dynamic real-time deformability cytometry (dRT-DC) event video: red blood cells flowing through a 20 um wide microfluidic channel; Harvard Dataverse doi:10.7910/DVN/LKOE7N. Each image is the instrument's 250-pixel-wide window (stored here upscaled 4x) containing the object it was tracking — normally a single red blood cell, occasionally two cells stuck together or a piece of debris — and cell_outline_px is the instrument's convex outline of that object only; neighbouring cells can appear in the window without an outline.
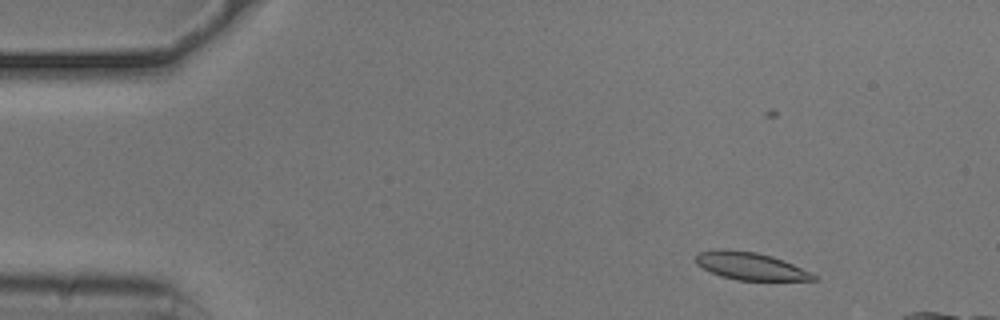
{"species": "common noctule bat (a hibernating species)", "species_latin": "Nyctalus noctula", "temperature_condition": "cold", "stored_images_in_passage": 48, "camera_frame_rate_fps": 3000, "um_per_image_px": 0.085, "animal": {"sex": "male", "body_mass_g": 20.5, "forearm_length_mm": 52.5}, "frame": {"image": 1, "passage_image": 5, "time_ms": 1.333, "image_size_px": [1000, 320], "cell_outline_px": [[820, 280], [736, 280], [720, 276], [696, 264], [696, 256], [700, 252], [724, 248], [756, 252], [772, 256], [784, 260], [812, 272], [820, 276]], "centroid_in_image_um": [63.85, 22.62], "position_along_channel_um": 21.1, "area_um2": 19.02}}
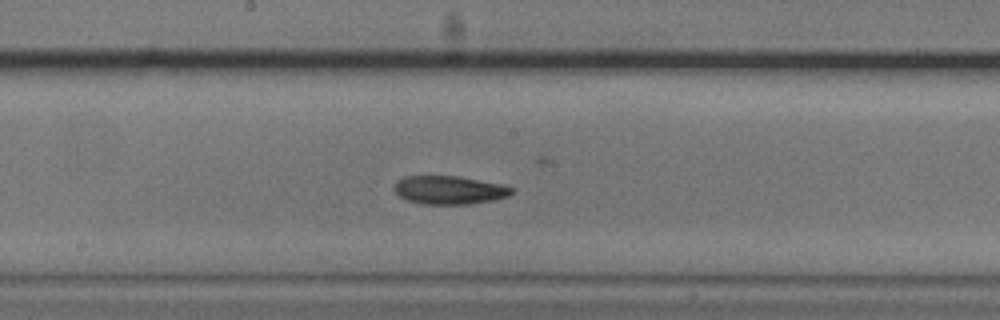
{"frame": {"image": 2, "passage_image": 27, "time_ms": 8.667, "image_size_px": [1000, 320], "cell_outline_px": [[512, 192], [508, 196], [492, 200], [472, 204], [424, 204], [408, 200], [400, 196], [396, 192], [396, 180], [404, 176], [456, 176], [504, 184], [512, 188]], "centroid_in_image_um": [38.21, 16.15], "position_along_channel_um": 210.0, "area_um2": 19.25}}
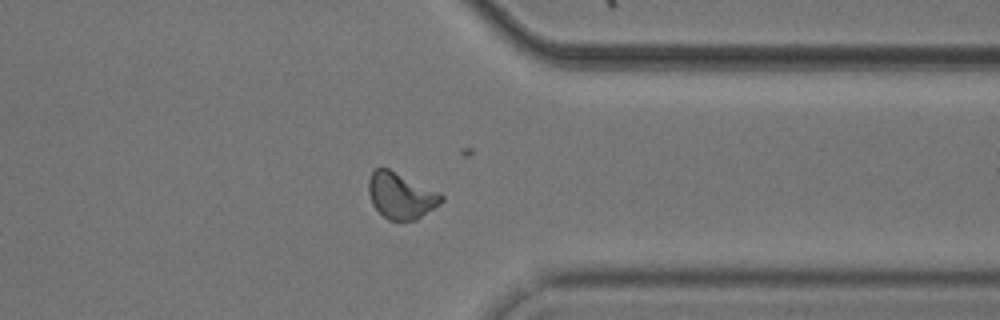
{"frame": {"image": 3, "passage_image": 41, "time_ms": 13.333, "image_size_px": [1000, 320], "cell_outline_px": [[444, 200], [440, 204], [416, 220], [388, 220], [372, 204], [368, 192], [368, 180], [372, 168], [388, 168], [440, 192], [444, 196]], "centroid_in_image_um": [34.07, 16.61], "position_along_channel_um": 377.3, "area_um2": 19.65}}